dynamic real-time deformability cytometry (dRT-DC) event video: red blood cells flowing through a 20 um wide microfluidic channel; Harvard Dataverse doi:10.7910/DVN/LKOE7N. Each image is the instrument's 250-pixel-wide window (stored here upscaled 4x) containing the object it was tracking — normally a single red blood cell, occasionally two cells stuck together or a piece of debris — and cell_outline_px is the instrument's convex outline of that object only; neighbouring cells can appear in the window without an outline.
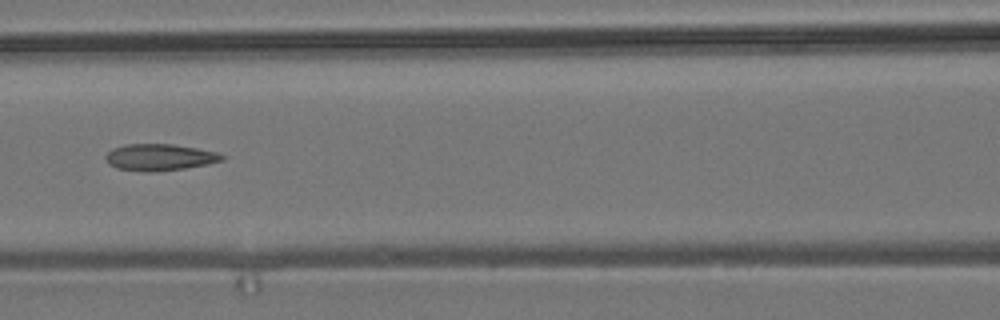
{"species": "common noctule bat (a hibernating species)", "species_latin": "Nyctalus noctula", "temperature_condition": "room temperature", "stored_images_in_passage": 7, "camera_frame_rate_fps": 3000, "um_per_image_px": 0.085, "animal": {"sex": "male", "body_mass_g": 19.2, "forearm_length_mm": 51.8}, "frame": {"image": 1, "passage_image": 4, "time_ms": 1.0, "image_size_px": [1000, 320], "cell_outline_px": [[224, 160], [208, 164], [184, 168], [152, 172], [144, 172], [116, 168], [108, 164], [104, 156], [112, 148], [124, 144], [172, 144], [196, 148], [216, 152], [224, 156]], "centroid_in_image_um": [13.52, 13.37], "position_along_channel_um": 153.1, "area_um2": 18.09}}
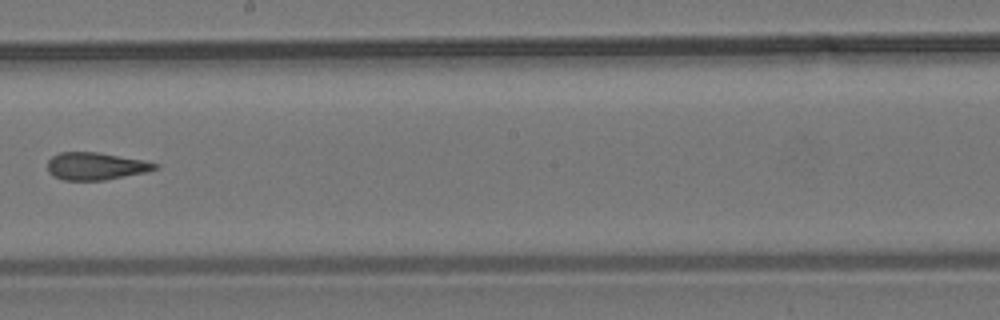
{"frame": {"image": 2, "passage_image": 6, "time_ms": 1.667, "image_size_px": [1000, 320], "cell_outline_px": [[160, 168], [144, 172], [104, 180], [64, 180], [52, 176], [48, 172], [48, 160], [52, 156], [60, 152], [100, 152], [144, 160], [160, 164]], "centroid_in_image_um": [8.14, 14.11], "position_along_channel_um": 240.1, "area_um2": 17.28}}
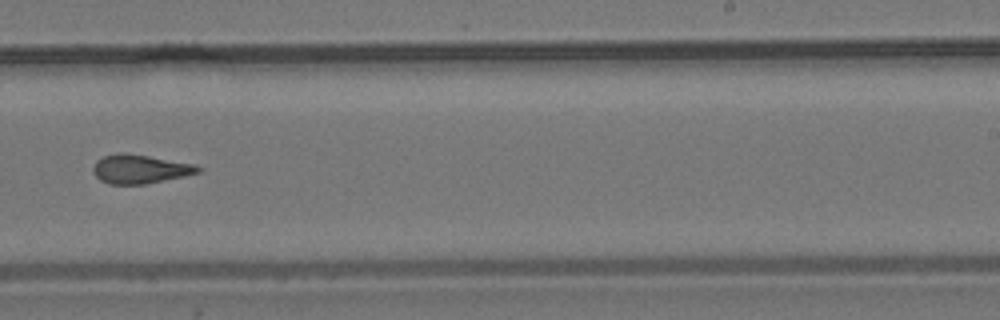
{"frame": {"image": 3, "passage_image": 7, "time_ms": 2.0, "image_size_px": [1000, 320], "cell_outline_px": [[204, 168], [200, 172], [184, 176], [148, 184], [108, 184], [100, 180], [92, 172], [92, 168], [96, 160], [104, 156], [116, 152], [120, 152], [148, 156], [196, 164]], "centroid_in_image_um": [11.9, 14.37], "position_along_channel_um": 277.1, "area_um2": 17.86}}